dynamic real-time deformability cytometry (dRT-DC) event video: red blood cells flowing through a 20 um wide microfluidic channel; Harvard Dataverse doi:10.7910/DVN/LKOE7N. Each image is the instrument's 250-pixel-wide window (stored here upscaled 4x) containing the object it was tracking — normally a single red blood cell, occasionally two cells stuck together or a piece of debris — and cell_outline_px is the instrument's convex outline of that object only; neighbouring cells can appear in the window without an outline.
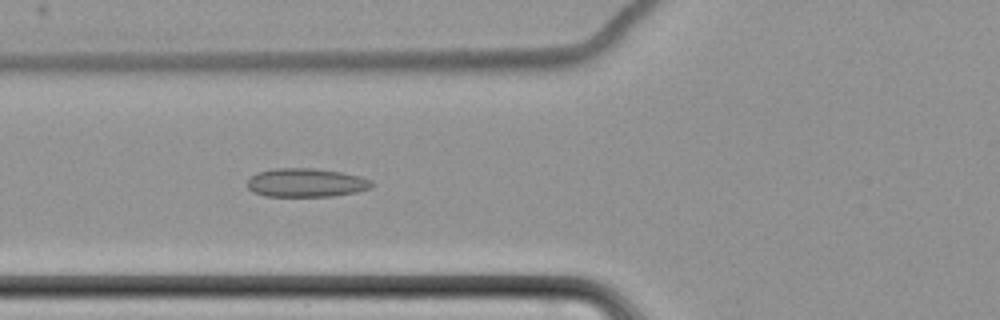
{"species": "common noctule bat (a hibernating species)", "species_latin": "Nyctalus noctula", "temperature_condition": "cold", "stored_images_in_passage": 8, "camera_frame_rate_fps": 3000, "um_per_image_px": 0.085, "animal": {"sex": "female", "body_mass_g": 22.7, "forearm_length_mm": 54.2}, "frame": {"image": 1, "passage_image": 8, "time_ms": 8.667, "image_size_px": [1000, 320], "cell_outline_px": [[376, 184], [372, 188], [356, 192], [332, 196], [264, 196], [252, 192], [248, 188], [248, 180], [256, 172], [272, 168], [312, 168], [340, 172], [360, 176], [372, 180]], "centroid_in_image_um": [26.03, 15.53], "position_along_channel_um": 99.8, "area_um2": 20.98}}